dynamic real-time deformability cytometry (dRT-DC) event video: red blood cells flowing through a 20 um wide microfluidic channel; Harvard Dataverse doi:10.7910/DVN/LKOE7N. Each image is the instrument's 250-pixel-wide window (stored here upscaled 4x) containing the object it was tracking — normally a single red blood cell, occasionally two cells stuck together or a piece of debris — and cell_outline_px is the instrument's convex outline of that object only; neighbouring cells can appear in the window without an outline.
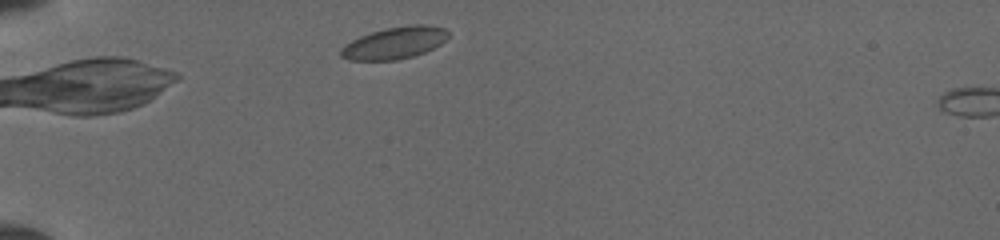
{"species": "common noctule bat (a hibernating species)", "species_latin": "Nyctalus noctula", "temperature_condition": "cold", "stored_images_in_passage": 2, "camera_frame_rate_fps": 3000, "um_per_image_px": 0.085, "animal": {"sex": "female", "body_mass_g": 19.5, "forearm_length_mm": 54.1}, "frame": {"image": 1, "passage_image": 1, "time_ms": 0.0, "image_size_px": [1000, 240], "cell_outline_px": [[448, 36], [440, 44], [424, 52], [412, 56], [396, 60], [352, 60], [340, 56], [340, 52], [352, 40], [360, 36], [372, 32], [388, 28], [412, 24], [424, 24], [444, 28], [448, 32]], "centroid_in_image_um": [33.56, 3.64], "position_along_channel_um": 51.4, "area_um2": 19.54}}